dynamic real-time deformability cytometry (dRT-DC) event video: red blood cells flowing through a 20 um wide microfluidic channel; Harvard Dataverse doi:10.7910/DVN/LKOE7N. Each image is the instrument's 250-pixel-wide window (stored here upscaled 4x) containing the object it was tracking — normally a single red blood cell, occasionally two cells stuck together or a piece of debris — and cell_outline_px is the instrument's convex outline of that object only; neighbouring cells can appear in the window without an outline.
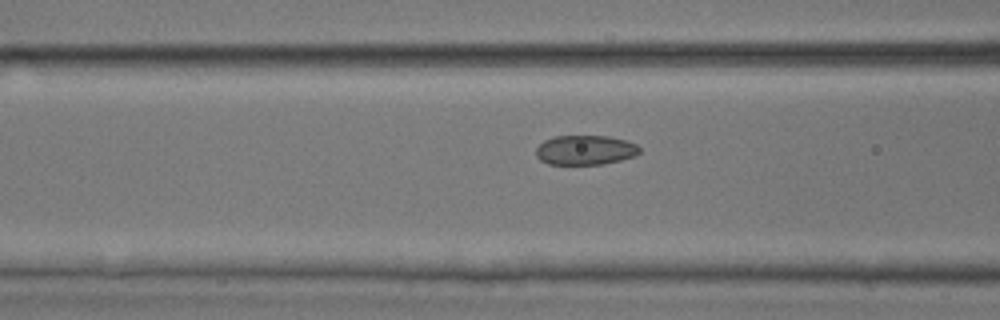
{"species": "common noctule bat (a hibernating species)", "species_latin": "Nyctalus noctula", "temperature_condition": "room temperature", "stored_images_in_passage": 31, "camera_frame_rate_fps": 3000, "um_per_image_px": 0.085, "animal": {"sex": "male", "body_mass_g": 17.9, "forearm_length_mm": 54.2}, "frame": {"image": 1, "passage_image": 8, "time_ms": 2.333, "image_size_px": [1000, 320], "cell_outline_px": [[640, 152], [636, 156], [604, 164], [548, 164], [540, 160], [536, 156], [536, 148], [544, 140], [552, 136], [608, 136], [624, 140], [636, 144], [640, 148]], "centroid_in_image_um": [49.74, 12.75], "position_along_channel_um": 116.9, "area_um2": 17.92}}
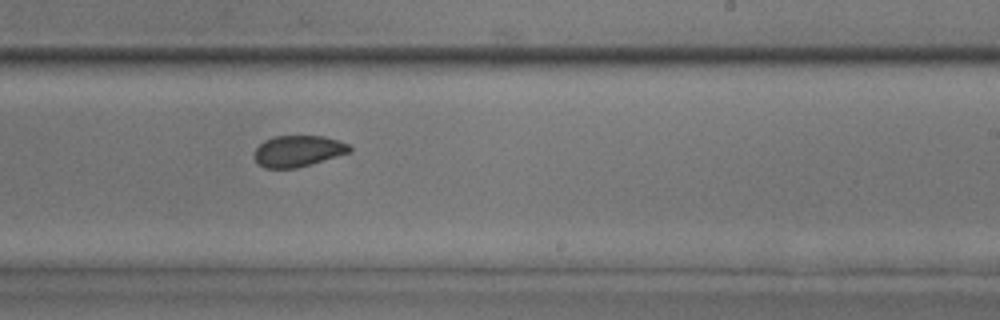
{"frame": {"image": 2, "passage_image": 18, "time_ms": 5.667, "image_size_px": [1000, 320], "cell_outline_px": [[352, 152], [296, 168], [264, 168], [252, 156], [256, 148], [264, 140], [276, 136], [324, 136], [340, 140], [352, 144]], "centroid_in_image_um": [25.38, 12.83], "position_along_channel_um": 263.6, "area_um2": 17.51}}
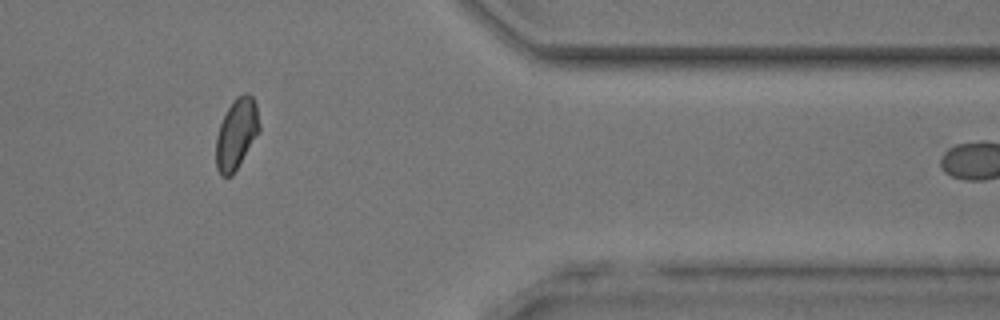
{"frame": {"image": 3, "passage_image": 28, "time_ms": 9.0, "image_size_px": [1000, 320], "cell_outline_px": [[260, 132], [232, 176], [220, 176], [216, 168], [216, 136], [220, 124], [232, 100], [236, 96], [244, 92], [248, 92], [252, 96], [256, 104], [260, 124]], "centroid_in_image_um": [20.11, 11.36], "position_along_channel_um": 391.3, "area_um2": 18.09}}